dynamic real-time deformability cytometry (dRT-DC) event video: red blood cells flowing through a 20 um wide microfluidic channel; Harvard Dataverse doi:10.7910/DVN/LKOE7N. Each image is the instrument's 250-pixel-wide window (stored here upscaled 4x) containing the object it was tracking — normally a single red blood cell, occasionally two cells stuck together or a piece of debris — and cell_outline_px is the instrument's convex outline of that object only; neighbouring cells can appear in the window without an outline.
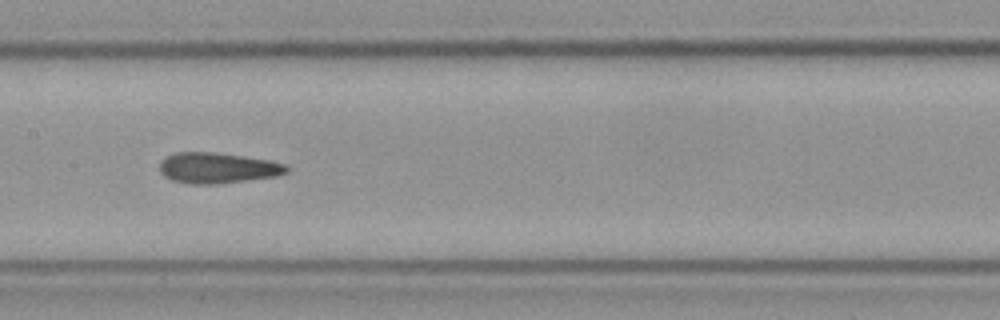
{"species": "Egyptian fruit bat (a non-hibernating species)", "species_latin": "Rousettus aegyptiacus", "temperature_condition": "cold", "stored_images_in_passage": 17, "camera_frame_rate_fps": 3000, "um_per_image_px": 0.085, "frame": {"image": 1, "passage_image": 8, "time_ms": 2.333, "image_size_px": [1000, 320], "cell_outline_px": [[288, 172], [276, 176], [216, 184], [196, 184], [172, 180], [164, 176], [160, 172], [160, 164], [168, 156], [176, 152], [216, 152], [244, 156], [268, 160], [284, 164], [288, 168]], "centroid_in_image_um": [18.49, 14.27], "position_along_channel_um": 188.9, "area_um2": 22.43}}
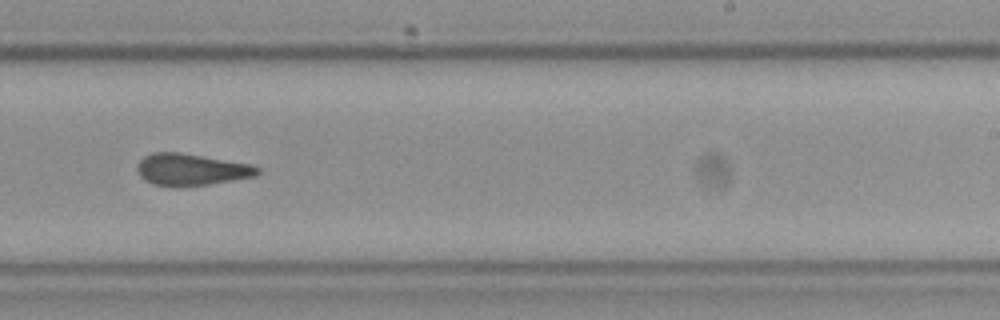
{"frame": {"image": 2, "passage_image": 10, "time_ms": 3.0, "image_size_px": [1000, 320], "cell_outline_px": [[260, 172], [256, 176], [208, 184], [180, 188], [172, 188], [152, 184], [144, 180], [140, 176], [136, 168], [136, 164], [144, 156], [152, 152], [180, 152], [248, 164], [260, 168]], "centroid_in_image_um": [16.18, 14.43], "position_along_channel_um": 272.8, "area_um2": 22.54}}
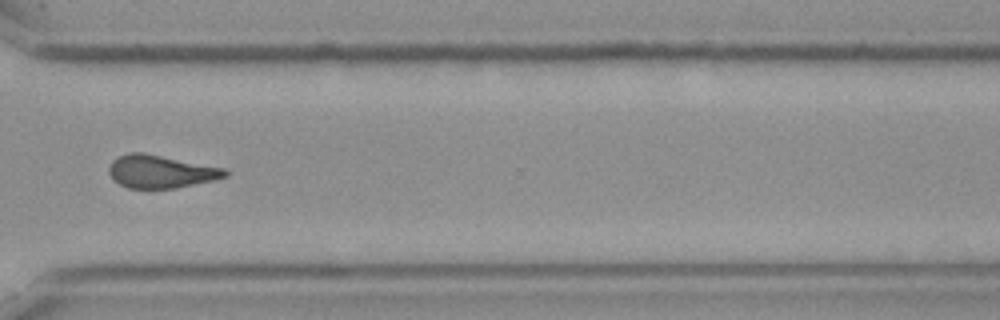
{"frame": {"image": 3, "passage_image": 12, "time_ms": 3.667, "image_size_px": [1000, 320], "cell_outline_px": [[228, 176], [212, 180], [176, 188], [128, 188], [120, 184], [108, 172], [108, 168], [112, 160], [128, 152], [144, 152], [224, 168], [228, 172]], "centroid_in_image_um": [13.65, 14.57], "position_along_channel_um": 356.9, "area_um2": 22.08}}